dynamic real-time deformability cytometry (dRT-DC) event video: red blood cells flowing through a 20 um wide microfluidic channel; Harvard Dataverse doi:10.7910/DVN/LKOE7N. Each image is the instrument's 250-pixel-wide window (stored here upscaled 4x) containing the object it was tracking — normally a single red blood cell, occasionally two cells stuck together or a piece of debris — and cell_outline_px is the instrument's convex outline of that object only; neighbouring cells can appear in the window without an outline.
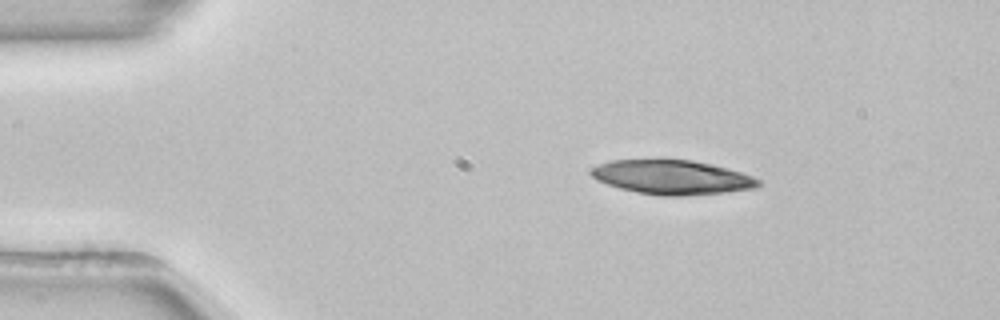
{"species": "common noctule bat (a hibernating species)", "species_latin": "Nyctalus noctula", "temperature_condition": "room temperature", "stored_images_in_passage": 45, "camera_frame_rate_fps": 3000, "um_per_image_px": 0.085, "animal": {"sex": "female", "body_mass_g": 22.7, "forearm_length_mm": 54.2}, "frame": {"image": 1, "passage_image": 1, "time_ms": 0.0, "image_size_px": [1000, 320], "cell_outline_px": [[764, 184], [756, 188], [724, 192], [680, 196], [664, 196], [640, 192], [620, 188], [596, 180], [588, 172], [592, 168], [600, 164], [612, 160], [692, 160], [712, 164], [740, 172], [752, 176], [760, 180]], "centroid_in_image_um": [57.15, 15.07], "position_along_channel_um": 27.8, "area_um2": 33.12}}